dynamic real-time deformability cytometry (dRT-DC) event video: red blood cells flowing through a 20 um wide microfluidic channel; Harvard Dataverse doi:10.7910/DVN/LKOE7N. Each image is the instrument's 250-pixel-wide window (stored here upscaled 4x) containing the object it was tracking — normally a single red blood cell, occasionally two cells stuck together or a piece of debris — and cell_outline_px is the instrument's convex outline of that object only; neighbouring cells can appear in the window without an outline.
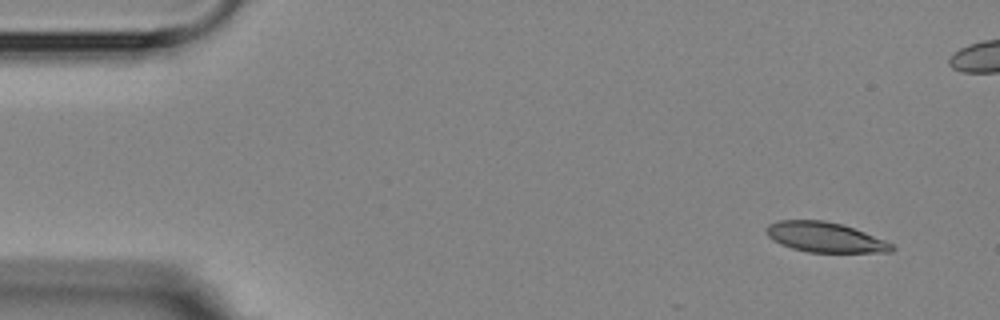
{"species": "Egyptian fruit bat (a non-hibernating species)", "species_latin": "Rousettus aegyptiacus", "temperature_condition": "room temperature", "stored_images_in_passage": 2, "camera_frame_rate_fps": 3000, "um_per_image_px": 0.085, "animal": {"sex": "female"}, "frame": {"image": 1, "passage_image": 2, "time_ms": 2.333, "image_size_px": [1000, 320], "cell_outline_px": [[896, 248], [892, 252], [808, 252], [792, 248], [780, 244], [772, 240], [768, 236], [764, 228], [768, 224], [780, 220], [824, 220], [840, 224], [864, 232], [884, 240], [892, 244]], "centroid_in_image_um": [70.09, 20.16], "position_along_channel_um": 14.9, "area_um2": 21.85}}